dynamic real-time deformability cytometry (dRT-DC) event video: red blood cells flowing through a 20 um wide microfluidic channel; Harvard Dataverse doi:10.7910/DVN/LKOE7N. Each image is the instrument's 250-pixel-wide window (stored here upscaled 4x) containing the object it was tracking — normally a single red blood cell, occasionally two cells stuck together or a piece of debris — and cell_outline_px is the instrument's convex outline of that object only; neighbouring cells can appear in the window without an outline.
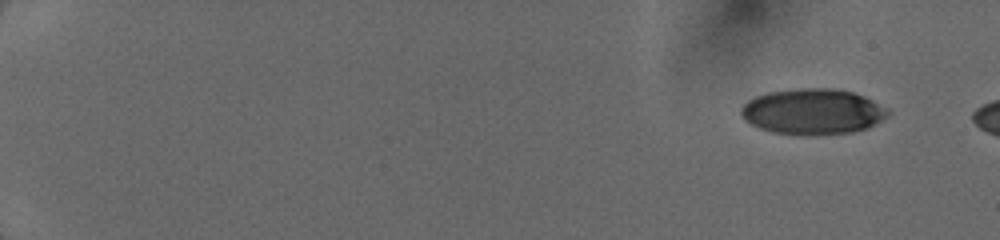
{"species": "human", "species_latin": "Homo sapiens", "temperature_condition": "cold", "stored_images_in_passage": 6, "camera_frame_rate_fps": 3000, "um_per_image_px": 0.085, "donor": {"sex": "female"}, "frame": {"image": 1, "passage_image": 2, "time_ms": 0.667, "image_size_px": [1000, 240], "cell_outline_px": [[888, 116], [868, 128], [852, 132], [772, 132], [760, 128], [744, 120], [740, 112], [740, 108], [748, 100], [756, 96], [768, 92], [796, 88], [836, 88], [852, 92], [864, 96], [888, 108]], "centroid_in_image_um": [69.08, 9.43], "position_along_channel_um": 15.9, "area_um2": 38.21}}